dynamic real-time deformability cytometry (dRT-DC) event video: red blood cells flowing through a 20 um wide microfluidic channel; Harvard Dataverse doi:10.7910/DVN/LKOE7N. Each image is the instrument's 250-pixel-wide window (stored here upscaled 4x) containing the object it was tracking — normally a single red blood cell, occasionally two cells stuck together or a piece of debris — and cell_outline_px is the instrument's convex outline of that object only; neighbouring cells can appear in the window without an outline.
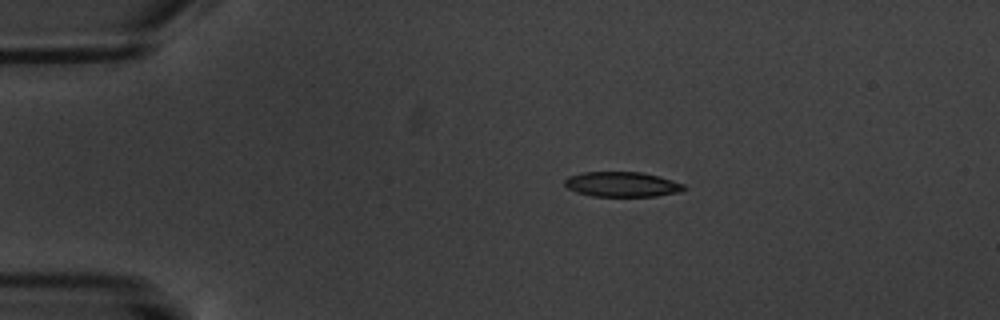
{"species": "common noctule bat (a hibernating species)", "species_latin": "Nyctalus noctula", "temperature_condition": "warm", "stored_images_in_passage": 6, "camera_frame_rate_fps": 3000, "um_per_image_px": 0.085, "animal": {"sex": "male", "body_mass_g": 20.1, "forearm_length_mm": 53.5}, "frame": {"image": 1, "passage_image": 2, "time_ms": 2.0, "image_size_px": [1000, 320], "cell_outline_px": [[688, 188], [680, 192], [656, 196], [592, 196], [576, 192], [568, 188], [564, 184], [564, 180], [568, 176], [584, 172], [640, 172], [660, 176], [684, 184]], "centroid_in_image_um": [52.89, 15.67], "position_along_channel_um": 32.1, "area_um2": 17.46}}
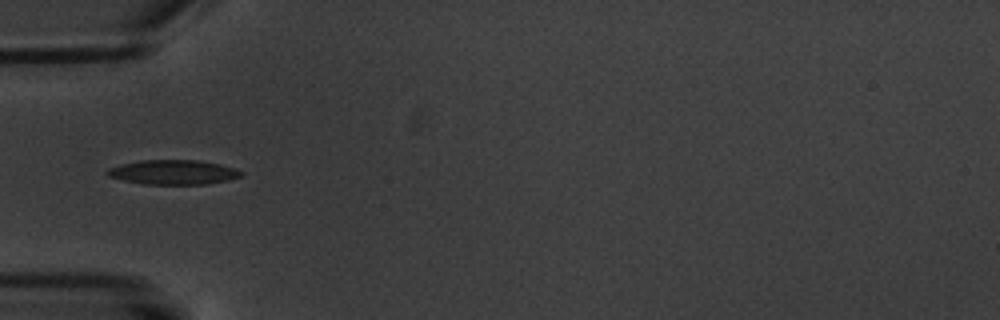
{"frame": {"image": 2, "passage_image": 4, "time_ms": 4.667, "image_size_px": [1000, 320], "cell_outline_px": [[244, 176], [228, 180], [204, 184], [144, 184], [124, 180], [108, 176], [104, 172], [108, 168], [120, 164], [140, 160], [200, 160], [220, 164], [236, 168], [244, 172]], "centroid_in_image_um": [14.75, 14.63], "position_along_channel_um": 70.3, "area_um2": 19.31}}